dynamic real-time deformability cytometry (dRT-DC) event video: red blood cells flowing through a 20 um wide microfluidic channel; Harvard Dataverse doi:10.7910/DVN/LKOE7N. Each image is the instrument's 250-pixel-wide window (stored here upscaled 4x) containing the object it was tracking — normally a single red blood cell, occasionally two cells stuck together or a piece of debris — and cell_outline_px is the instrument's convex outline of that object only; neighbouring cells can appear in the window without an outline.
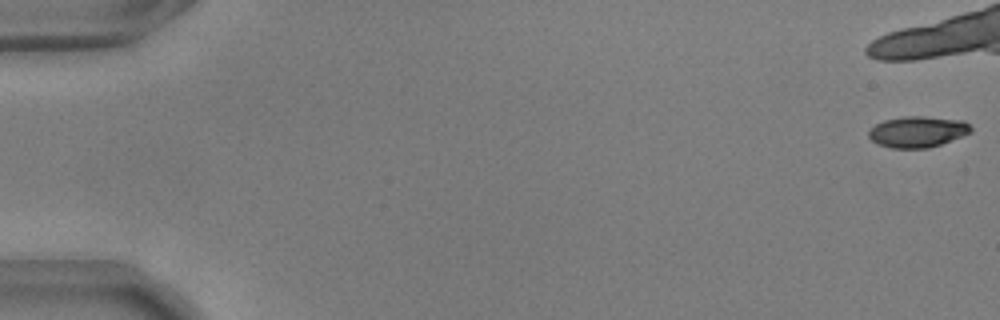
{"species": "common noctule bat (a hibernating species)", "species_latin": "Nyctalus noctula", "temperature_condition": "warm", "stored_images_in_passage": 5, "camera_frame_rate_fps": 3000, "um_per_image_px": 0.085, "animal": {"sex": "male", "body_mass_g": 17.9, "forearm_length_mm": 54.2}, "frame": {"image": 1, "passage_image": 1, "time_ms": 0.0, "image_size_px": [1000, 320], "cell_outline_px": [[972, 132], [940, 144], [928, 148], [892, 148], [876, 144], [868, 136], [868, 132], [876, 124], [884, 120], [904, 116], [924, 116], [964, 120], [972, 128]], "centroid_in_image_um": [77.99, 11.19], "position_along_channel_um": 7.0, "area_um2": 18.5}}